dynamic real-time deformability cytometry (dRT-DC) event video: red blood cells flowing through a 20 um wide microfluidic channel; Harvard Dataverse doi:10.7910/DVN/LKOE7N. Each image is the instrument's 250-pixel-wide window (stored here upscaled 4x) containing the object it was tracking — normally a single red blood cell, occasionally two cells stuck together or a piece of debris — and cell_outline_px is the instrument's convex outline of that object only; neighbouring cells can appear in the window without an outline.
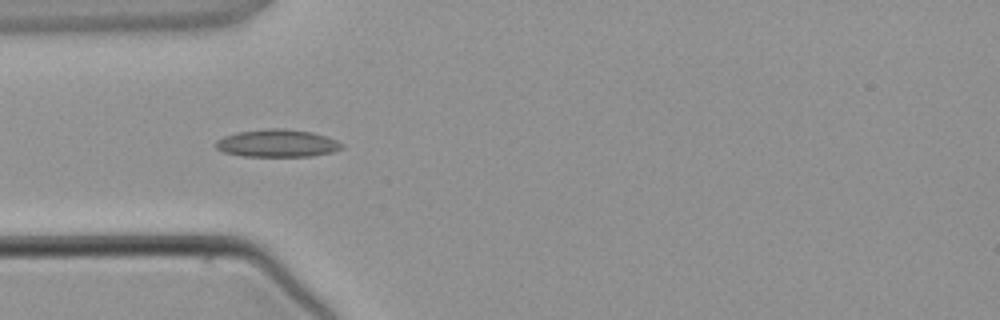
{"species": "common noctule bat (a hibernating species)", "species_latin": "Nyctalus noctula", "temperature_condition": "warm", "stored_images_in_passage": 4, "camera_frame_rate_fps": 3000, "um_per_image_px": 0.085, "animal": {"sex": "male", "body_mass_g": 21.5, "forearm_length_mm": 52.0}, "frame": {"image": 1, "passage_image": 4, "time_ms": 3.333, "image_size_px": [1000, 320], "cell_outline_px": [[344, 148], [332, 152], [312, 156], [244, 156], [224, 152], [216, 148], [212, 144], [216, 140], [224, 136], [236, 132], [268, 128], [284, 128], [312, 132], [336, 140], [344, 144]], "centroid_in_image_um": [23.55, 12.17], "position_along_channel_um": 61.5, "area_um2": 20.4}}